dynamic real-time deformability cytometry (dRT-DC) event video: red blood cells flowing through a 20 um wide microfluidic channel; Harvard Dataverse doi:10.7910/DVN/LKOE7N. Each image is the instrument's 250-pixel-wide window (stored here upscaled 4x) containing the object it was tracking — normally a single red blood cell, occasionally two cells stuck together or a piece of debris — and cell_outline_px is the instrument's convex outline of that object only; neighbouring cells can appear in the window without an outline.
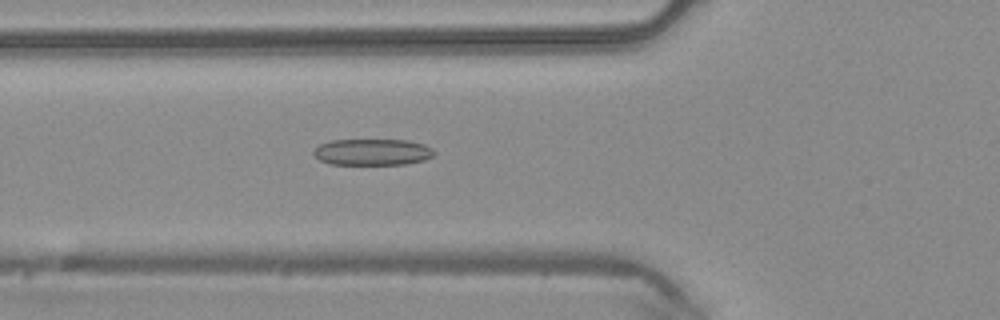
{"species": "common noctule bat (a hibernating species)", "species_latin": "Nyctalus noctula", "temperature_condition": "warm", "stored_images_in_passage": 43, "camera_frame_rate_fps": 3000, "um_per_image_px": 0.085, "animal": {"sex": "male", "body_mass_g": 20.4}, "frame": {"image": 1, "passage_image": 15, "time_ms": 4.667, "image_size_px": [1000, 320], "cell_outline_px": [[436, 152], [432, 156], [424, 160], [404, 164], [328, 164], [320, 160], [312, 152], [320, 144], [332, 140], [408, 140], [424, 144], [432, 148]], "centroid_in_image_um": [31.67, 12.92], "position_along_channel_um": 94.1, "area_um2": 18.5}}
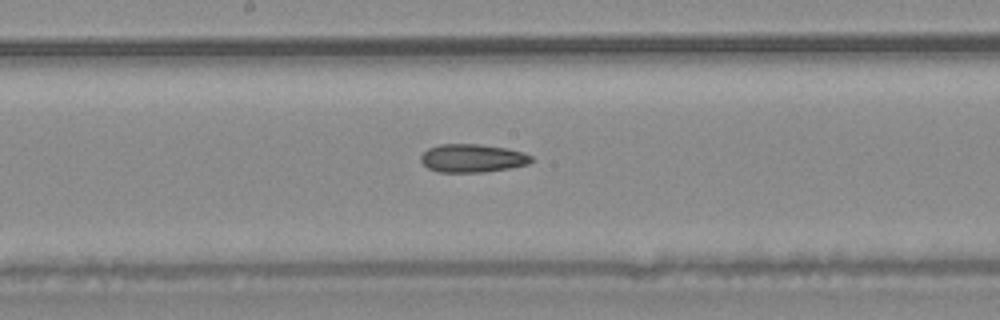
{"frame": {"image": 2, "passage_image": 23, "time_ms": 7.333, "image_size_px": [1000, 320], "cell_outline_px": [[532, 160], [528, 164], [512, 168], [484, 172], [436, 172], [428, 168], [420, 160], [420, 156], [428, 148], [440, 144], [480, 144], [508, 148], [524, 152], [532, 156]], "centroid_in_image_um": [40.17, 13.45], "position_along_channel_um": 208.0, "area_um2": 18.38}}
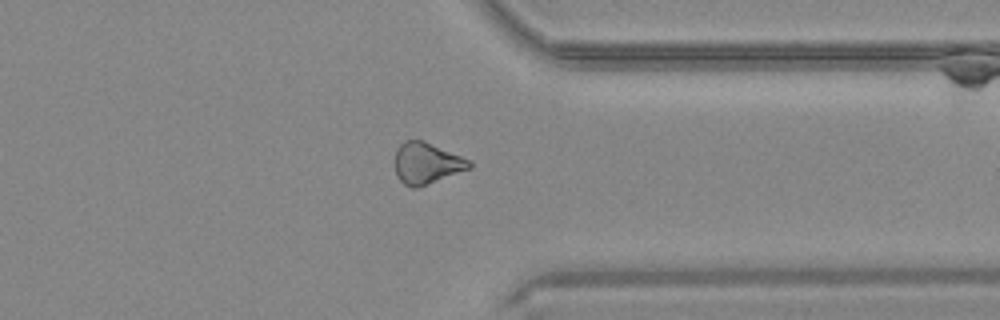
{"frame": {"image": 3, "passage_image": 35, "time_ms": 11.333, "image_size_px": [1000, 320], "cell_outline_px": [[472, 168], [416, 188], [412, 188], [404, 184], [396, 176], [396, 148], [404, 140], [424, 140], [472, 160]], "centroid_in_image_um": [36.29, 13.86], "position_along_channel_um": 375.1, "area_um2": 18.03}}